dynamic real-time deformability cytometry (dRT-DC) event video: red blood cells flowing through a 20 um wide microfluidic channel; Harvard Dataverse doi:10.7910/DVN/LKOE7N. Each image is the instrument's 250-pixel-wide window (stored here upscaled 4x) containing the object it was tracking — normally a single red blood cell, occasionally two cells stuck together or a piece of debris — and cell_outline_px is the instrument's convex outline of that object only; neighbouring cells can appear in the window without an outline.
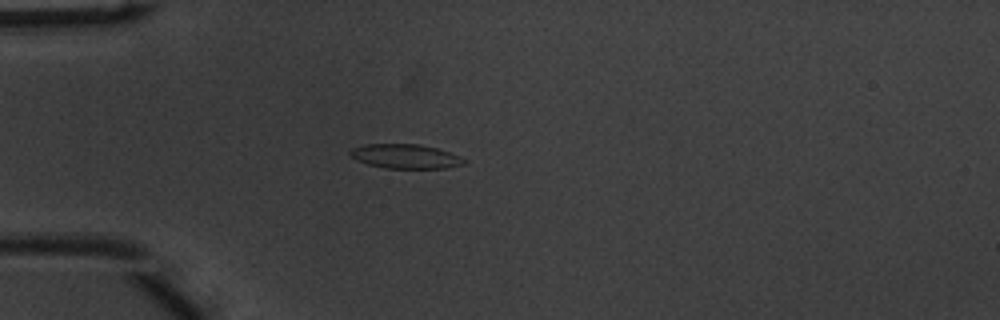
{"species": "common noctule bat (a hibernating species)", "species_latin": "Nyctalus noctula", "temperature_condition": "warm", "stored_images_in_passage": 50, "camera_frame_rate_fps": 3000, "um_per_image_px": 0.085, "animal": {"sex": "male", "body_mass_g": 20.1, "forearm_length_mm": 53.5}, "frame": {"image": 1, "passage_image": 14, "time_ms": 4.333, "image_size_px": [1000, 320], "cell_outline_px": [[468, 160], [464, 164], [444, 168], [384, 168], [368, 164], [352, 156], [348, 152], [352, 148], [364, 144], [420, 144], [436, 148], [460, 156]], "centroid_in_image_um": [34.48, 13.28], "position_along_channel_um": 50.5, "area_um2": 16.01}}
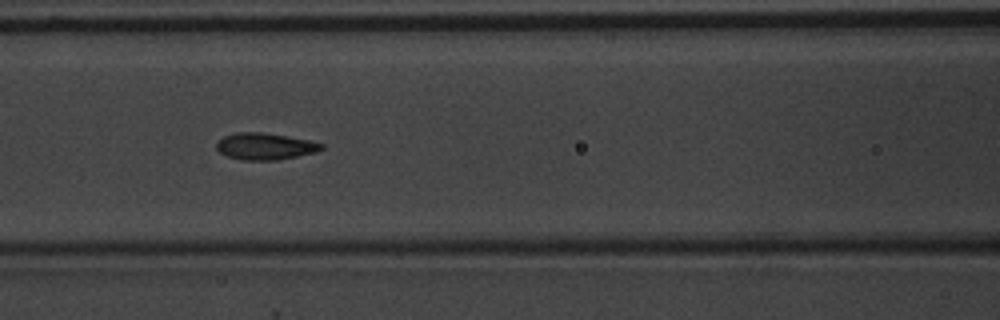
{"frame": {"image": 2, "passage_image": 22, "time_ms": 7.0, "image_size_px": [1000, 320], "cell_outline_px": [[324, 148], [316, 152], [276, 160], [244, 160], [228, 156], [220, 152], [216, 148], [216, 144], [224, 136], [236, 132], [264, 132], [308, 140], [324, 144]], "centroid_in_image_um": [22.53, 12.43], "position_along_channel_um": 144.1, "area_um2": 16.18}}
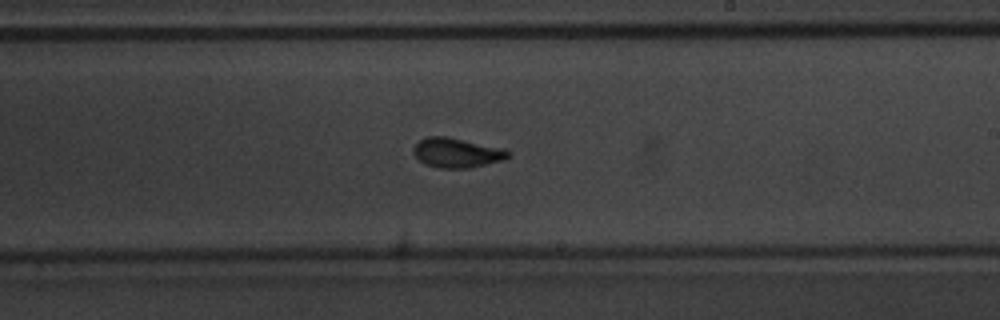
{"frame": {"image": 3, "passage_image": 30, "time_ms": 9.667, "image_size_px": [1000, 320], "cell_outline_px": [[512, 156], [504, 160], [468, 168], [440, 168], [424, 164], [412, 152], [412, 148], [420, 140], [428, 136], [444, 136], [504, 148], [512, 152]], "centroid_in_image_um": [38.86, 12.99], "position_along_channel_um": 250.1, "area_um2": 16.42}, "authors_computed_cell_mechanics": {"area_um2": 16.1262, "velocity_mm_per_s": 3.979, "shape_relaxation_time_tau1_ms": 3.4091, "shape_relaxation_time_tau2_ms": 1.0982, "deformation_change_tau1": 0.1488, "deformation_change_tau2": 0.0657}}